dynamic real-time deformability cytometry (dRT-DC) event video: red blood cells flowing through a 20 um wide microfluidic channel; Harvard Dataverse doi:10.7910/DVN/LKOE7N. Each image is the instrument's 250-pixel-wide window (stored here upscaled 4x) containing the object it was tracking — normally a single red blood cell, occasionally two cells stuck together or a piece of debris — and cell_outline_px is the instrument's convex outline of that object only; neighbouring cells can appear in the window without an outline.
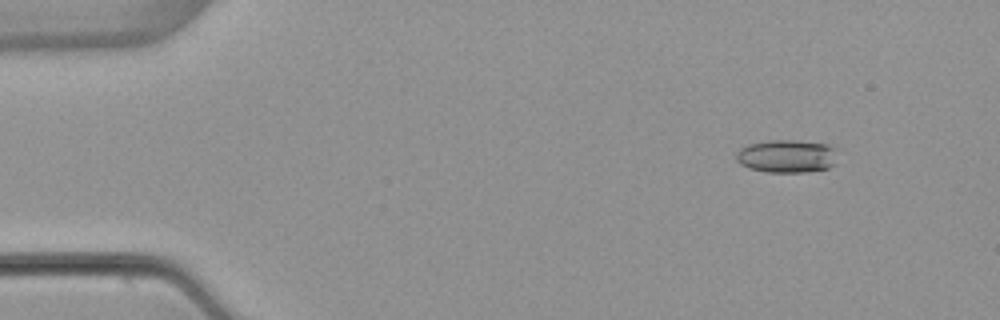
{"species": "common noctule bat (a hibernating species)", "species_latin": "Nyctalus noctula", "temperature_condition": "warm", "stored_images_in_passage": 5, "camera_frame_rate_fps": 3000, "um_per_image_px": 0.085, "animal": {"sex": "female", "body_mass_g": 22.7, "forearm_length_mm": 54.2}, "frame": {"image": 1, "passage_image": 2, "time_ms": 1.333, "image_size_px": [1000, 320], "cell_outline_px": [[840, 148], [836, 164], [828, 168], [804, 172], [764, 172], [748, 168], [740, 164], [736, 160], [736, 152], [740, 148], [748, 144], [768, 140], [796, 140], [828, 144]], "centroid_in_image_um": [66.94, 13.27], "position_along_channel_um": 18.1, "area_um2": 20.11}}
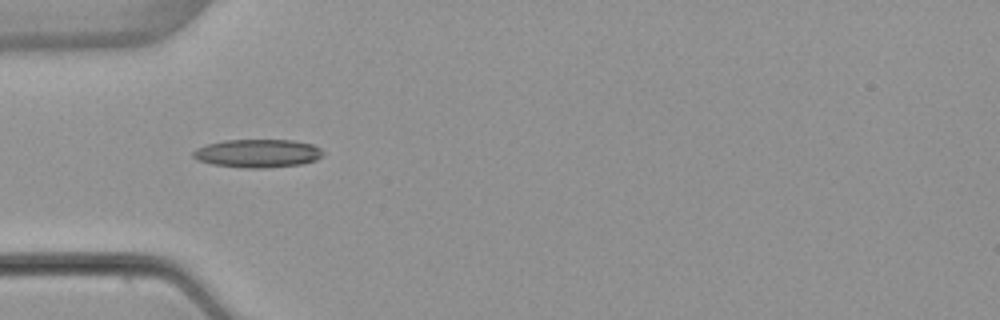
{"frame": {"image": 2, "passage_image": 5, "time_ms": 5.0, "image_size_px": [1000, 320], "cell_outline_px": [[324, 156], [316, 160], [304, 164], [264, 168], [244, 168], [212, 164], [196, 160], [192, 156], [192, 152], [196, 148], [208, 144], [224, 140], [292, 140], [312, 144], [320, 148], [324, 152]], "centroid_in_image_um": [21.92, 13.04], "position_along_channel_um": 63.1, "area_um2": 21.62}}